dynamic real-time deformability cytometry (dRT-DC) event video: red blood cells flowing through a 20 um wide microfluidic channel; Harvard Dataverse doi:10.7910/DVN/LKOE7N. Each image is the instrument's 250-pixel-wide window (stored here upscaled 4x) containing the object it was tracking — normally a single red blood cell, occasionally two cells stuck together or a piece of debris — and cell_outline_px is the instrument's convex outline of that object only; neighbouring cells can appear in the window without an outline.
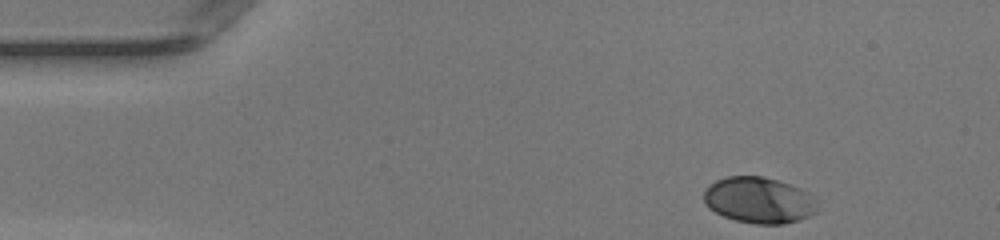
{"species": "human", "species_latin": "Homo sapiens", "temperature_condition": "warm", "stored_images_in_passage": 34, "camera_frame_rate_fps": 3000, "um_per_image_px": 0.085, "donor": {"sex": "female"}, "frame": {"image": 1, "passage_image": 1, "time_ms": 0.0, "image_size_px": [1000, 240], "cell_outline_px": [[820, 212], [800, 220], [784, 224], [756, 224], [736, 220], [724, 216], [708, 208], [704, 204], [704, 192], [716, 180], [728, 176], [760, 176], [776, 180], [800, 188], [816, 196]], "centroid_in_image_um": [64.58, 17.03], "position_along_channel_um": 20.4, "area_um2": 30.81}}
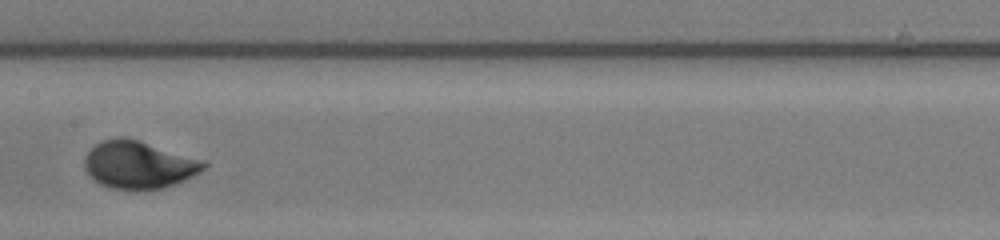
{"frame": {"image": 2, "passage_image": 20, "time_ms": 6.333, "image_size_px": [1000, 240], "cell_outline_px": [[208, 164], [200, 172], [184, 180], [160, 188], [144, 192], [132, 192], [112, 188], [100, 184], [88, 176], [84, 168], [84, 156], [96, 144], [104, 140], [116, 136], [124, 136], [140, 140], [204, 160]], "centroid_in_image_um": [11.76, 14.02], "position_along_channel_um": 195.6, "area_um2": 33.7}}
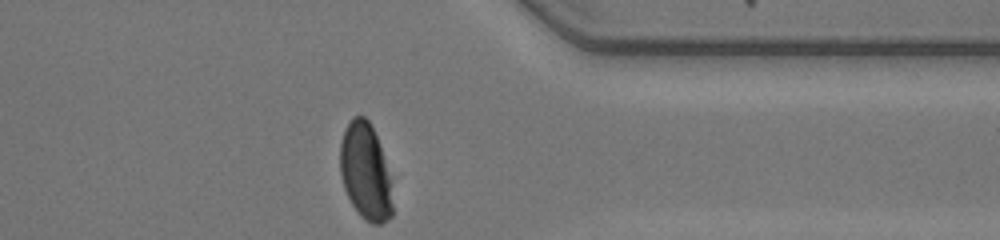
{"frame": {"image": 3, "passage_image": 34, "time_ms": 11.0, "image_size_px": [1000, 240], "cell_outline_px": [[392, 216], [388, 220], [380, 224], [372, 224], [360, 216], [352, 204], [344, 188], [340, 172], [340, 144], [344, 128], [352, 116], [364, 116], [368, 120], [376, 136], [380, 148], [388, 176], [392, 204]], "centroid_in_image_um": [31.02, 14.6], "position_along_channel_um": 380.4, "area_um2": 29.02}, "authors_computed_cell_mechanics": {"area_um2": 31.7033, "velocity_mm_per_s": 4.1693, "shape_relaxation_time_tau1_ms": 2.2389, "shape_relaxation_time_tau2_ms": null, "deformation_change_tau1": 0.163, "deformation_change_tau2": null}}